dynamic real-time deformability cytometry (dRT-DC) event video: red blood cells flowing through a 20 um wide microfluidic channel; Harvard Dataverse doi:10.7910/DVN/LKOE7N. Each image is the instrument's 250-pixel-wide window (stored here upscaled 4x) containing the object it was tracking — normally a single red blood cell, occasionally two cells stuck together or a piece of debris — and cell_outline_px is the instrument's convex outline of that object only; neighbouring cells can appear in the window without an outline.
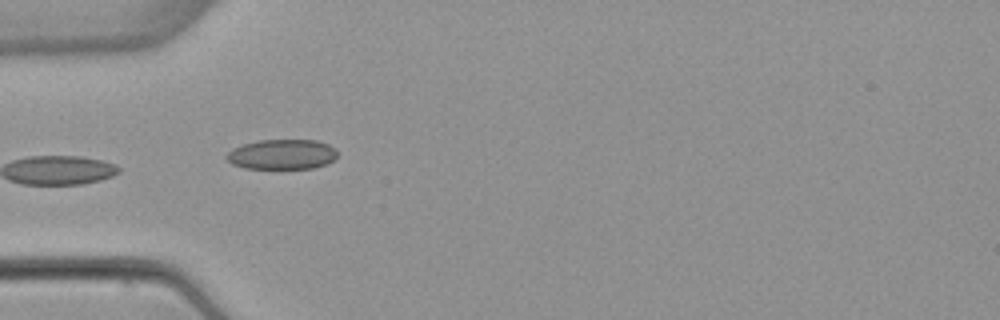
{"species": "common noctule bat (a hibernating species)", "species_latin": "Nyctalus noctula", "temperature_condition": "warm", "stored_images_in_passage": 25, "camera_frame_rate_fps": 3000, "um_per_image_px": 0.085, "animal": {"sex": "female", "body_mass_g": 22.7, "forearm_length_mm": 54.2}, "frame": {"image": 1, "passage_image": 1, "time_ms": 0.0, "image_size_px": [1000, 320], "cell_outline_px": [[336, 156], [328, 164], [312, 168], [244, 168], [232, 164], [224, 156], [232, 148], [244, 144], [260, 140], [316, 140], [328, 144], [336, 148]], "centroid_in_image_um": [23.97, 13.12], "position_along_channel_um": 61.0, "area_um2": 19.36}, "authors_computed_cell_mechanics": {"area_um2": 18.785, "velocity_mm_per_s": 3.8806, "shape_relaxation_time_tau1_ms": null, "shape_relaxation_time_tau2_ms": 1.0984, "deformation_change_tau1": null, "deformation_change_tau2": 0.0549}}